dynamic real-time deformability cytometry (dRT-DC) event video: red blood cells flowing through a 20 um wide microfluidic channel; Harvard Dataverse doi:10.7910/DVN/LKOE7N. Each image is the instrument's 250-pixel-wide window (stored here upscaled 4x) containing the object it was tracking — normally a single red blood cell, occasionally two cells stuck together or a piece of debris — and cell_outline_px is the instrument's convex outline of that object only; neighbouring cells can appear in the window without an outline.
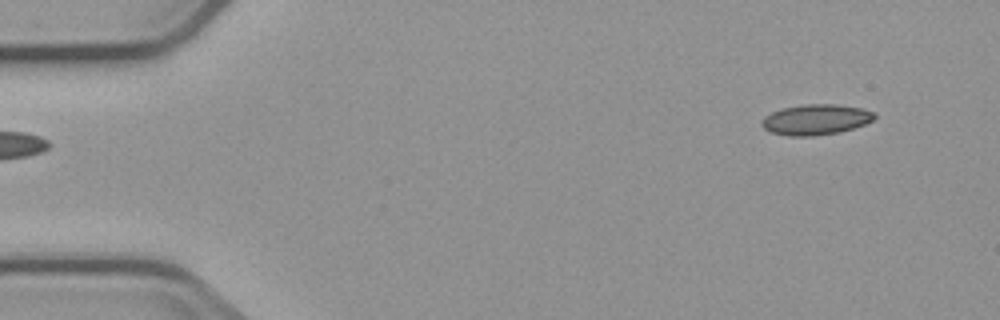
{"species": "common noctule bat (a hibernating species)", "species_latin": "Nyctalus noctula", "temperature_condition": "cold", "stored_images_in_passage": 3, "segment_of_instrument_passage": [2, 2], "camera_frame_rate_fps": 3000, "um_per_image_px": 0.085, "animal": {"sex": "male", "body_mass_g": 23.1, "forearm_length_mm": 52.7}, "frame": {"image": 1, "passage_image": 3, "time_ms": 2.333, "image_size_px": [1000, 320], "cell_outline_px": [[876, 116], [872, 120], [864, 124], [852, 128], [836, 132], [812, 136], [788, 136], [772, 132], [764, 128], [760, 124], [764, 116], [780, 108], [804, 104], [836, 104], [860, 108], [876, 112]], "centroid_in_image_um": [69.31, 10.15], "position_along_channel_um": 15.7, "area_um2": 19.94}}